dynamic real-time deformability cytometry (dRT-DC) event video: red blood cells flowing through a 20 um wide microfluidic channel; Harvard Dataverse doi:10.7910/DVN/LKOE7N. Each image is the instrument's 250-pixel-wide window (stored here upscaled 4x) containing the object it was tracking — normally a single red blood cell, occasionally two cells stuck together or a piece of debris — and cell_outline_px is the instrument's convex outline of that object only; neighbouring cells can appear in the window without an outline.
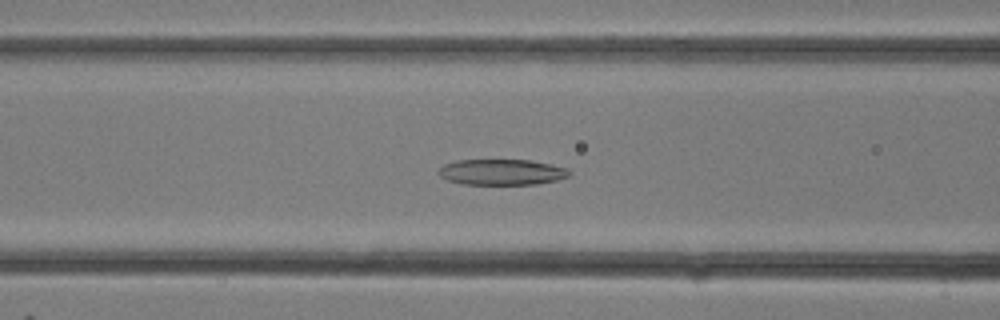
{"species": "common noctule bat (a hibernating species)", "species_latin": "Nyctalus noctula", "temperature_condition": "room temperature", "stored_images_in_passage": 31, "camera_frame_rate_fps": 3000, "um_per_image_px": 0.085, "animal": {"sex": "female"}, "frame": {"image": 1, "passage_image": 12, "time_ms": 3.667, "image_size_px": [1000, 320], "cell_outline_px": [[572, 172], [568, 176], [556, 180], [536, 184], [464, 184], [448, 180], [440, 176], [436, 172], [444, 164], [456, 160], [532, 160], [568, 168]], "centroid_in_image_um": [42.65, 14.62], "position_along_channel_um": 124.0, "area_um2": 19.65}}
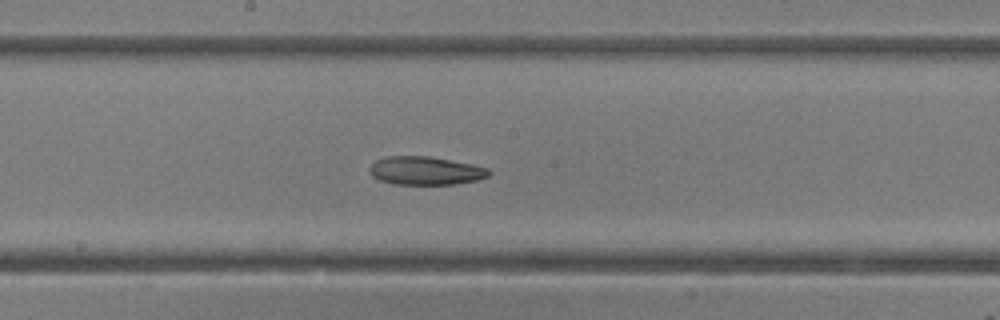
{"frame": {"image": 2, "passage_image": 16, "time_ms": 5.0, "image_size_px": [1000, 320], "cell_outline_px": [[492, 172], [488, 176], [476, 180], [456, 184], [392, 184], [380, 180], [372, 176], [368, 168], [376, 160], [388, 156], [428, 156], [472, 164], [488, 168]], "centroid_in_image_um": [36.16, 14.51], "position_along_channel_um": 212.0, "area_um2": 19.65}}
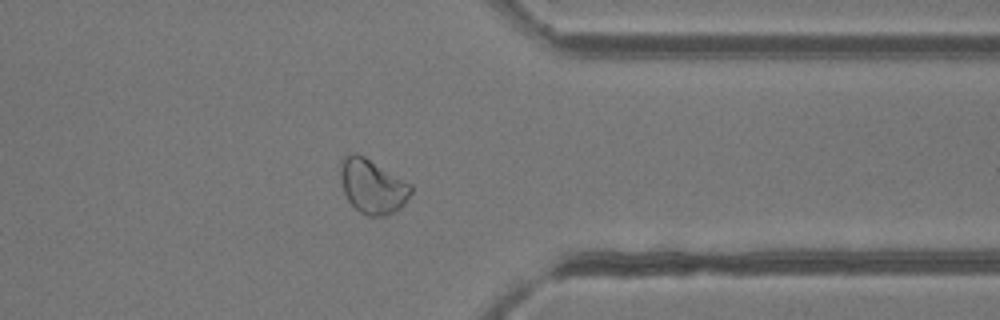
{"frame": {"image": 3, "passage_image": 24, "time_ms": 7.667, "image_size_px": [1000, 320], "cell_outline_px": [[412, 192], [404, 204], [400, 208], [388, 216], [368, 216], [360, 212], [348, 200], [344, 192], [340, 180], [340, 164], [344, 156], [352, 152], [356, 152], [364, 156], [412, 184]], "centroid_in_image_um": [31.66, 15.83], "position_along_channel_um": 379.7, "area_um2": 22.48}}